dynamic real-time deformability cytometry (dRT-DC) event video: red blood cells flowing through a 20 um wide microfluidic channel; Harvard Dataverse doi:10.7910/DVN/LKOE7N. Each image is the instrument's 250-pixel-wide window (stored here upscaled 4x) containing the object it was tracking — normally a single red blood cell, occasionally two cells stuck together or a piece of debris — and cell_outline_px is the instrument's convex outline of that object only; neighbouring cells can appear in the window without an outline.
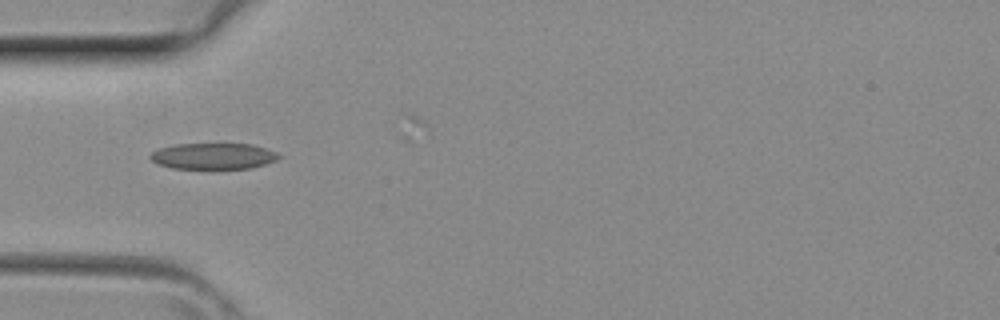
{"species": "common noctule bat (a hibernating species)", "species_latin": "Nyctalus noctula", "temperature_condition": "room temperature", "stored_images_in_passage": 1, "camera_frame_rate_fps": 3000, "um_per_image_px": 0.085, "animal": {"sex": "female", "body_mass_g": 29.2, "forearm_length_mm": 56.3}, "frame": {"image": 1, "passage_image": 1, "time_ms": 0.0, "image_size_px": [1000, 320], "cell_outline_px": [[284, 156], [276, 160], [252, 168], [172, 168], [156, 164], [148, 156], [152, 152], [160, 148], [176, 144], [252, 144], [276, 152]], "centroid_in_image_um": [18.13, 13.27], "position_along_channel_um": 66.9, "area_um2": 19.48}}